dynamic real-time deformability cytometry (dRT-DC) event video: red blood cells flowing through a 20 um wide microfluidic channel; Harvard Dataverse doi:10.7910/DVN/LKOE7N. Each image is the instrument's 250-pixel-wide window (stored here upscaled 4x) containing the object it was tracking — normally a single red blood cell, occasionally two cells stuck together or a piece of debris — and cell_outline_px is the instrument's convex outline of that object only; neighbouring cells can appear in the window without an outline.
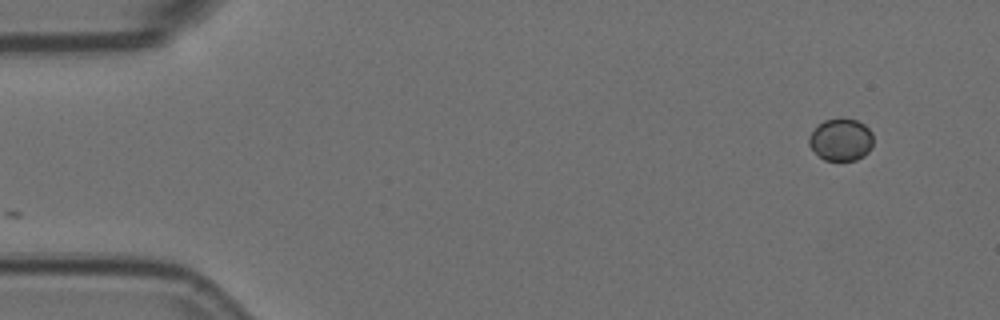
{"species": "Egyptian fruit bat (a non-hibernating species)", "species_latin": "Rousettus aegyptiacus", "temperature_condition": "room temperature", "stored_images_in_passage": 17, "camera_frame_rate_fps": 3000, "um_per_image_px": 0.085, "animal": {"sex": "female"}, "frame": {"image": 1, "passage_image": 1, "time_ms": 0.0, "image_size_px": [1000, 320], "cell_outline_px": [[872, 148], [864, 156], [856, 160], [824, 160], [808, 144], [808, 136], [816, 124], [824, 120], [856, 120], [864, 124], [872, 132]], "centroid_in_image_um": [71.47, 11.88], "position_along_channel_um": 13.5, "area_um2": 15.72}}
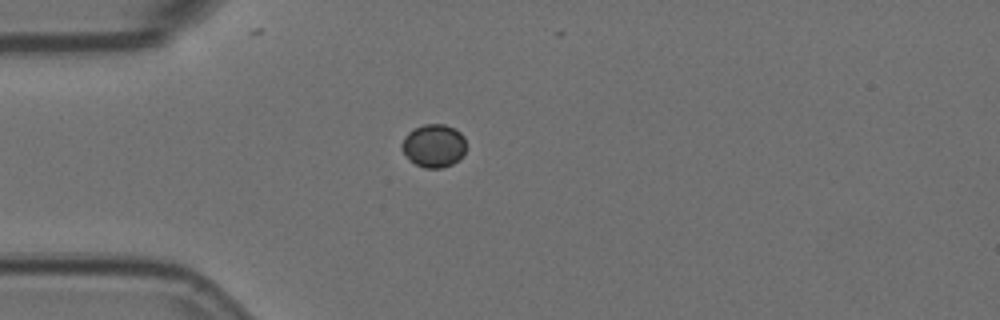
{"frame": {"image": 2, "passage_image": 12, "time_ms": 3.667, "image_size_px": [1000, 320], "cell_outline_px": [[464, 152], [460, 160], [452, 164], [440, 168], [424, 168], [408, 160], [400, 148], [400, 144], [404, 136], [408, 132], [424, 124], [444, 124], [456, 128], [464, 136]], "centroid_in_image_um": [36.84, 12.39], "position_along_channel_um": 48.2, "area_um2": 16.36}}
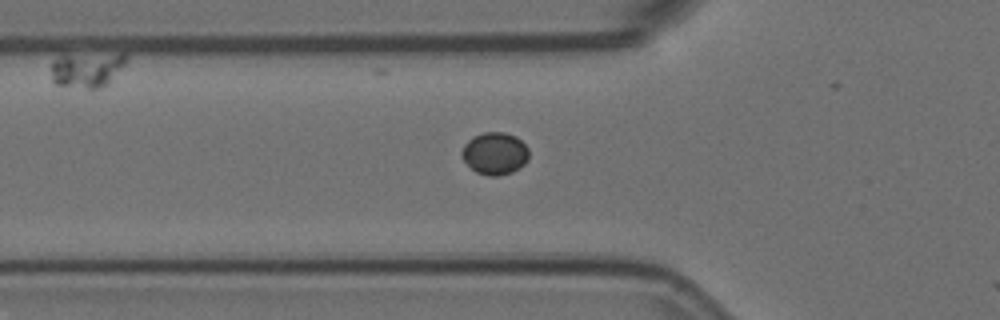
{"frame": {"image": 3, "passage_image": 16, "time_ms": 5.0, "image_size_px": [1000, 320], "cell_outline_px": [[528, 160], [520, 168], [512, 172], [496, 176], [488, 176], [476, 172], [460, 156], [460, 152], [464, 144], [472, 136], [484, 132], [504, 132], [516, 136], [528, 148]], "centroid_in_image_um": [42.05, 13.03], "position_along_channel_um": 83.8, "area_um2": 16.65}}